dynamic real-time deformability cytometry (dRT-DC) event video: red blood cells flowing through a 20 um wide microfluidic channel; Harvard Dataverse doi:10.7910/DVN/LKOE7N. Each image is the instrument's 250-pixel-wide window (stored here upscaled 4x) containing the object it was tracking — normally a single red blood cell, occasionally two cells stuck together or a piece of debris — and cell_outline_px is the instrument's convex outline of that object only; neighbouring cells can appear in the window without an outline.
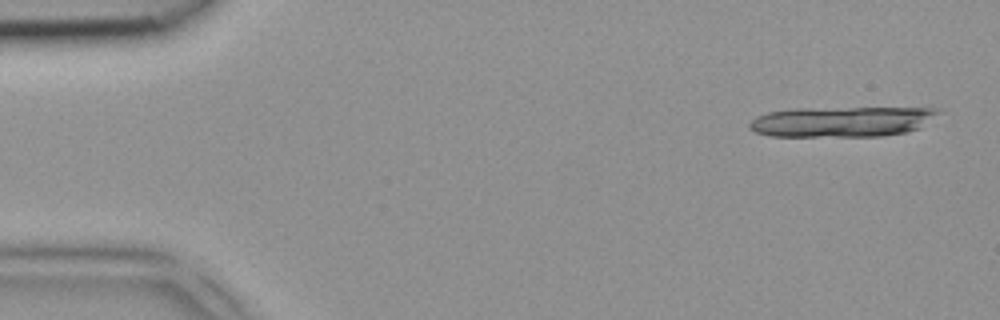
{"species": "common noctule bat (a hibernating species)", "species_latin": "Nyctalus noctula", "temperature_condition": "room temperature", "stored_images_in_passage": 3, "camera_frame_rate_fps": 3000, "um_per_image_px": 0.085, "animal": {"sex": "female", "body_mass_g": 18.4}, "frame": {"image": 1, "passage_image": 1, "time_ms": 0.0, "image_size_px": [1000, 320], "cell_outline_px": [[944, 112], [920, 128], [904, 132], [884, 136], [768, 136], [756, 132], [748, 128], [748, 124], [756, 116], [768, 112], [792, 108], [940, 108]], "centroid_in_image_um": [71.58, 10.33], "position_along_channel_um": 13.4, "area_um2": 33.76}}